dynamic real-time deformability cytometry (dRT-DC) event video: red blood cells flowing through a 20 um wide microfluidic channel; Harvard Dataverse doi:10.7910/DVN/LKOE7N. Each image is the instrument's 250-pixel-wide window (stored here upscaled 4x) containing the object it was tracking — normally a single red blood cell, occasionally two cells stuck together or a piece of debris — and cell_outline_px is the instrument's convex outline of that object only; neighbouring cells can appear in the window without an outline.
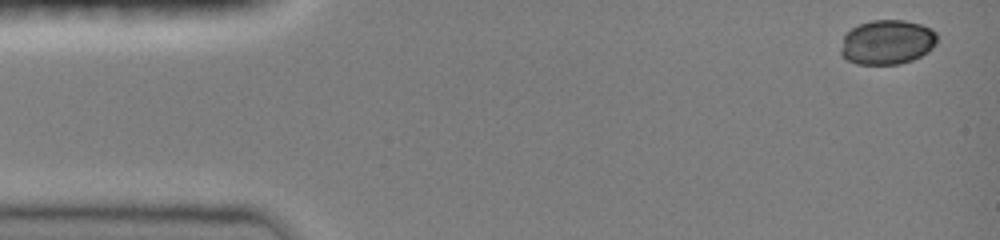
{"species": "common noctule bat (a hibernating species)", "species_latin": "Nyctalus noctula", "temperature_condition": "room temperature", "stored_images_in_passage": 13, "camera_frame_rate_fps": 3000, "um_per_image_px": 0.085, "animal": {"sex": "female", "body_mass_g": 19.0, "forearm_length_mm": 51.5}, "frame": {"image": 1, "passage_image": 1, "time_ms": 0.0, "image_size_px": [1000, 240], "cell_outline_px": [[936, 44], [928, 52], [912, 60], [900, 64], [856, 64], [848, 60], [840, 52], [840, 48], [844, 36], [852, 28], [860, 24], [872, 20], [904, 20], [920, 24], [932, 28], [936, 32]], "centroid_in_image_um": [75.42, 3.58], "position_along_channel_um": 9.6, "area_um2": 25.03}}
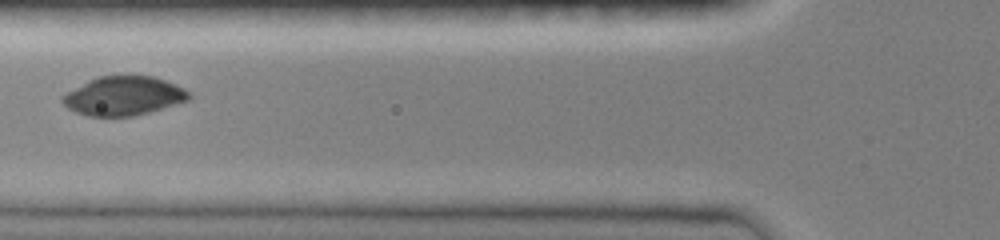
{"frame": {"image": 2, "passage_image": 10, "time_ms": 3.0, "image_size_px": [1000, 240], "cell_outline_px": [[192, 96], [188, 100], [148, 112], [132, 116], [88, 116], [76, 112], [68, 108], [60, 100], [60, 96], [88, 80], [96, 76], [152, 76], [176, 84], [184, 88]], "centroid_in_image_um": [10.47, 8.15], "position_along_channel_um": 115.3, "area_um2": 28.55}}
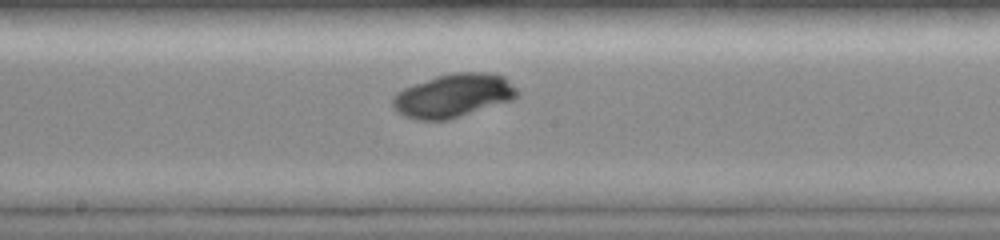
{"frame": {"image": 3, "passage_image": 13, "time_ms": 4.0, "image_size_px": [1000, 240], "cell_outline_px": [[520, 96], [512, 100], [448, 120], [416, 120], [404, 116], [396, 112], [392, 104], [392, 96], [396, 92], [404, 88], [436, 76], [452, 72], [488, 72], [504, 76], [520, 92]], "centroid_in_image_um": [38.53, 8.12], "position_along_channel_um": 209.7, "area_um2": 31.79}}